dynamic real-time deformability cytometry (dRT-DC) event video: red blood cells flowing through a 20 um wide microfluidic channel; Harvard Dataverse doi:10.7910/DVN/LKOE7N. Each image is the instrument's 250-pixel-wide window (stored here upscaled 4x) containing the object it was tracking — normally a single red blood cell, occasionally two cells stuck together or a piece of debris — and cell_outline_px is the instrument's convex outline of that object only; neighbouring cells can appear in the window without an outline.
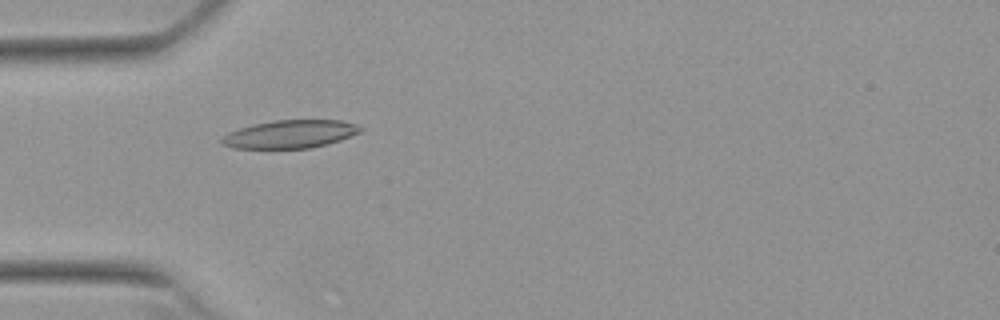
{"species": "Egyptian fruit bat (a non-hibernating species)", "species_latin": "Rousettus aegyptiacus", "temperature_condition": "warm", "stored_images_in_passage": 36, "camera_frame_rate_fps": 3000, "um_per_image_px": 0.085, "animal": {"sex": "female"}, "frame": {"image": 1, "passage_image": 14, "time_ms": 4.333, "image_size_px": [1000, 320], "cell_outline_px": [[364, 128], [360, 132], [340, 140], [328, 144], [312, 148], [232, 148], [220, 144], [220, 140], [228, 132], [252, 124], [276, 120], [340, 120], [356, 124]], "centroid_in_image_um": [24.65, 11.4], "position_along_channel_um": 60.3, "area_um2": 22.72}}
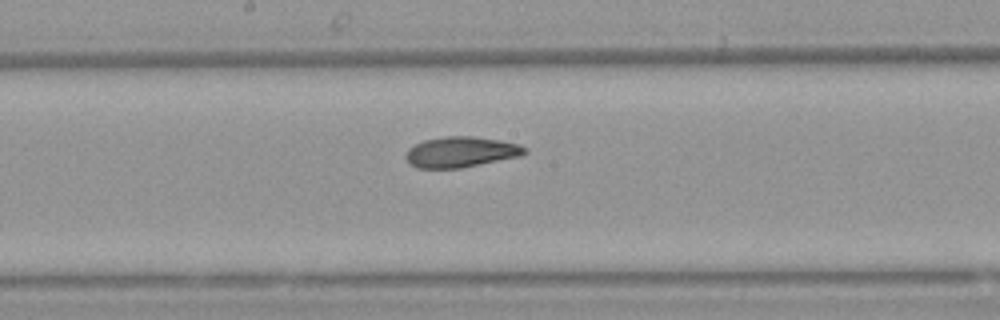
{"frame": {"image": 2, "passage_image": 26, "time_ms": 8.333, "image_size_px": [1000, 320], "cell_outline_px": [[528, 152], [520, 156], [460, 168], [416, 168], [408, 164], [404, 156], [408, 148], [424, 140], [444, 136], [472, 136], [500, 140], [520, 144], [528, 148]], "centroid_in_image_um": [39.16, 12.92], "position_along_channel_um": 209.0, "area_um2": 21.39}}
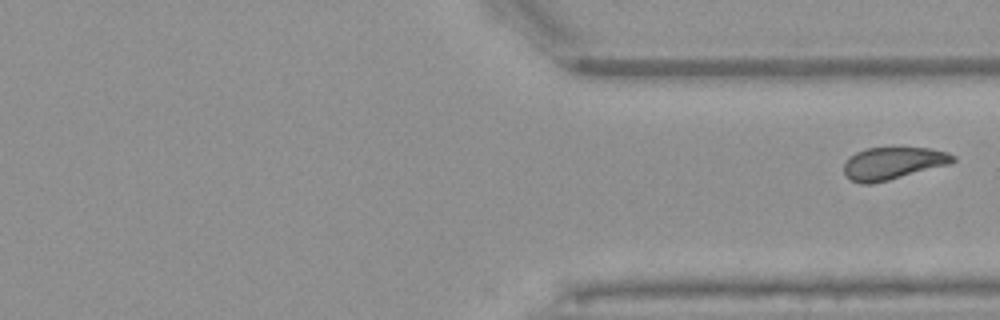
{"frame": {"image": 3, "passage_image": 36, "time_ms": 11.667, "image_size_px": [1000, 320], "cell_outline_px": [[956, 160], [952, 164], [872, 184], [860, 184], [848, 180], [844, 176], [844, 164], [848, 156], [856, 152], [868, 148], [932, 148], [948, 152], [956, 156]], "centroid_in_image_um": [75.9, 13.89], "position_along_channel_um": 335.5, "area_um2": 20.92}}